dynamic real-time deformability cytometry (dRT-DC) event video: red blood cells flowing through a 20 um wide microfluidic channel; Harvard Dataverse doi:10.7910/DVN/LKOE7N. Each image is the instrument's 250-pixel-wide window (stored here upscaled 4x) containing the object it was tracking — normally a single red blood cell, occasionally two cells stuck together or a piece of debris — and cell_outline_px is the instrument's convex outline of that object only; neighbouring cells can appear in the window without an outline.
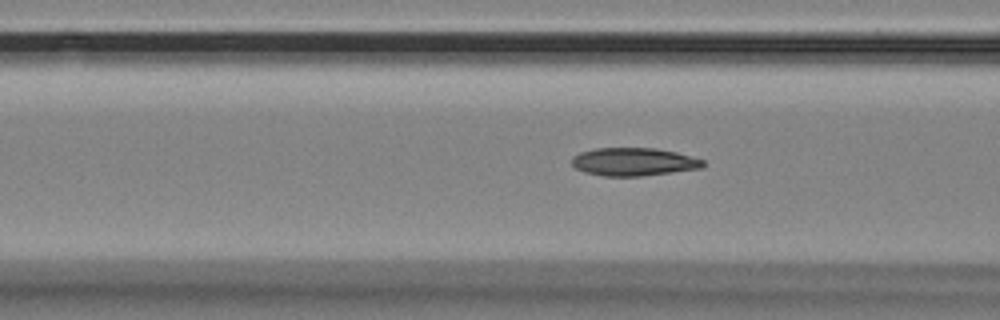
{"species": "Egyptian fruit bat (a non-hibernating species)", "species_latin": "Rousettus aegyptiacus", "temperature_condition": "room temperature", "stored_images_in_passage": 52, "camera_frame_rate_fps": 3000, "um_per_image_px": 0.085, "animal": {"sex": "female"}, "frame": {"image": 1, "passage_image": 17, "time_ms": 5.333, "image_size_px": [1000, 320], "cell_outline_px": [[704, 164], [700, 168], [640, 176], [604, 176], [584, 172], [576, 168], [572, 164], [572, 156], [580, 152], [596, 148], [656, 148], [676, 152], [704, 160]], "centroid_in_image_um": [53.82, 13.75], "position_along_channel_um": 112.8, "area_um2": 21.27}}
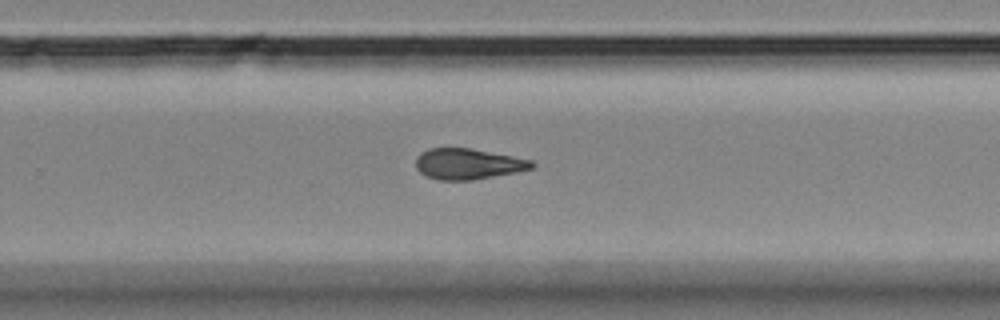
{"frame": {"image": 2, "passage_image": 32, "time_ms": 10.333, "image_size_px": [1000, 320], "cell_outline_px": [[536, 164], [532, 168], [516, 172], [472, 180], [436, 180], [424, 176], [416, 168], [416, 156], [420, 152], [428, 148], [472, 148], [532, 160]], "centroid_in_image_um": [39.74, 13.93], "position_along_channel_um": 290.1, "area_um2": 20.98}}
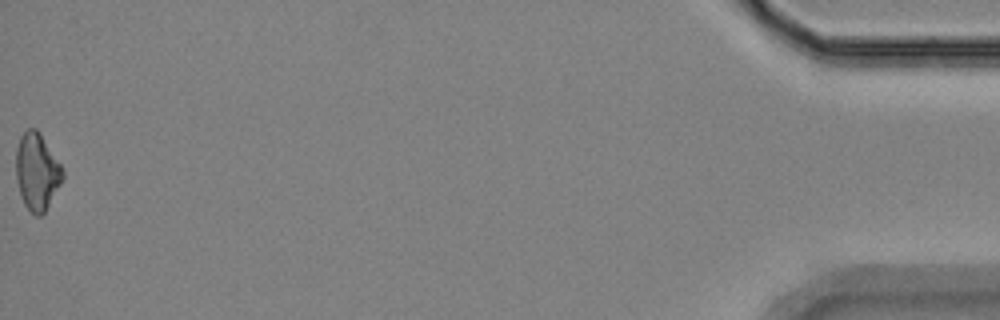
{"frame": {"image": 3, "passage_image": 52, "time_ms": 17.0, "image_size_px": [1000, 320], "cell_outline_px": [[64, 176], [60, 184], [44, 212], [40, 216], [36, 216], [24, 204], [20, 196], [16, 180], [16, 148], [20, 136], [28, 128], [36, 128], [40, 132], [60, 164], [64, 172]], "centroid_in_image_um": [3.12, 14.57], "position_along_channel_um": 432.1, "area_um2": 20.81}, "authors_computed_cell_mechanics": {"area_um2": 20.9236, "velocity_mm_per_s": 3.5444, "shape_relaxation_time_tau1_ms": 5.1008, "shape_relaxation_time_tau2_ms": 7.2633, "deformation_change_tau1": 0.1213, "deformation_change_tau2": 0.1365}}